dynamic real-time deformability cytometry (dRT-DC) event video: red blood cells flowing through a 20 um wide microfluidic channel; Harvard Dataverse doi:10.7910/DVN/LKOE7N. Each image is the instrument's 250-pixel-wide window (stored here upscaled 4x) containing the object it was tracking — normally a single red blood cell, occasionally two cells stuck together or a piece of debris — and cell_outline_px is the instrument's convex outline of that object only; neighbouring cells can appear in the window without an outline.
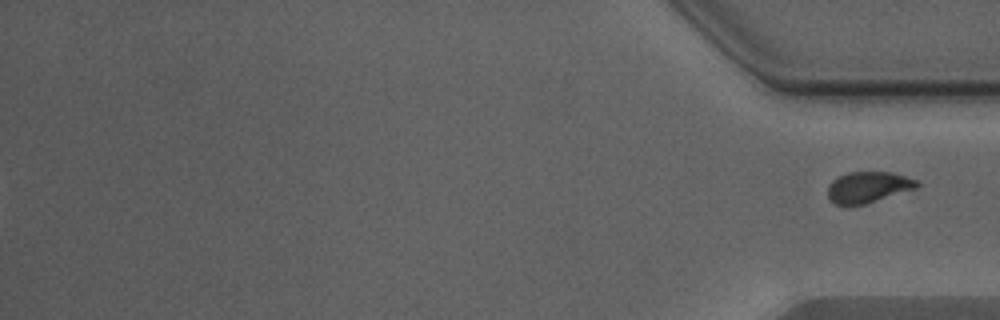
{"species": "Egyptian fruit bat (a non-hibernating species)", "species_latin": "Rousettus aegyptiacus", "temperature_condition": "warm", "stored_images_in_passage": 51, "segment_of_instrument_passage": [2, 2], "camera_frame_rate_fps": 3000, "um_per_image_px": 0.085, "animal": {"sex": "male"}, "frame": {"image": 1, "passage_image": 51, "time_ms": 16.667, "image_size_px": [1000, 320], "cell_outline_px": [[920, 184], [916, 188], [864, 204], [836, 204], [828, 196], [828, 184], [836, 176], [848, 172], [892, 172], [916, 180]], "centroid_in_image_um": [73.77, 15.88], "position_along_channel_um": 361.4, "area_um2": 15.9}}